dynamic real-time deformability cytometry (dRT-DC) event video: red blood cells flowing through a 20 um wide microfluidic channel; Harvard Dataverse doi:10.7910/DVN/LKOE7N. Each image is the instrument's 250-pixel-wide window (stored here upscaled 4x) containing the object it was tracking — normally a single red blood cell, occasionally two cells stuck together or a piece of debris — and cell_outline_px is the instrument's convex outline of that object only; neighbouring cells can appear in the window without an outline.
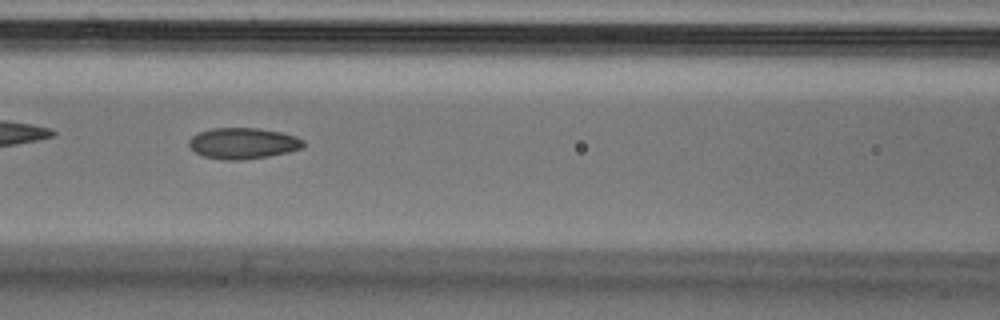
{"species": "Egyptian fruit bat (a non-hibernating species)", "species_latin": "Rousettus aegyptiacus", "temperature_condition": "cold", "stored_images_in_passage": 51, "camera_frame_rate_fps": 3000, "um_per_image_px": 0.085, "animal": {"sex": "male"}, "frame": {"image": 1, "passage_image": 22, "time_ms": 7.0, "image_size_px": [1000, 320], "cell_outline_px": [[304, 148], [288, 152], [268, 156], [244, 160], [224, 160], [204, 156], [196, 152], [188, 144], [188, 140], [196, 132], [212, 128], [260, 128], [280, 132], [296, 136], [304, 140]], "centroid_in_image_um": [20.66, 12.17], "position_along_channel_um": 145.9, "area_um2": 20.87}, "authors_computed_cell_mechanics": {"area_um2": 20.5768, "velocity_mm_per_s": 3.8188, "shape_relaxation_time_tau1_ms": null, "shape_relaxation_time_tau2_ms": 2.266, "deformation_change_tau1": null, "deformation_change_tau2": 0.0737}}